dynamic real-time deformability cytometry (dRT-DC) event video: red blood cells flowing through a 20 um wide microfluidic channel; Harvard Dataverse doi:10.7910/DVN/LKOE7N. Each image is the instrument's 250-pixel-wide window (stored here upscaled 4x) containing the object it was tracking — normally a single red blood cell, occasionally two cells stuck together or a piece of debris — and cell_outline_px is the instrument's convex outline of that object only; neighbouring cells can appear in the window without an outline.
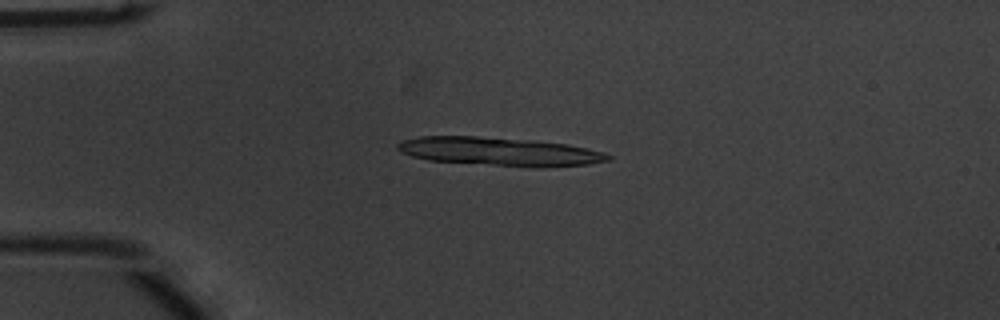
{"species": "common noctule bat (a hibernating species)", "species_latin": "Nyctalus noctula", "temperature_condition": "warm", "stored_images_in_passage": 30, "camera_frame_rate_fps": 3000, "um_per_image_px": 0.085, "animal": {"sex": "male", "body_mass_g": 20.1, "forearm_length_mm": 53.5}, "frame": {"image": 1, "passage_image": 13, "time_ms": 4.0, "image_size_px": [1000, 320], "cell_outline_px": [[612, 160], [588, 164], [540, 168], [536, 168], [428, 160], [412, 156], [400, 152], [396, 148], [396, 144], [400, 140], [420, 136], [476, 136], [532, 140], [568, 144], [604, 152], [612, 156]], "centroid_in_image_um": [42.46, 12.88], "position_along_channel_um": 42.5, "area_um2": 35.2}}